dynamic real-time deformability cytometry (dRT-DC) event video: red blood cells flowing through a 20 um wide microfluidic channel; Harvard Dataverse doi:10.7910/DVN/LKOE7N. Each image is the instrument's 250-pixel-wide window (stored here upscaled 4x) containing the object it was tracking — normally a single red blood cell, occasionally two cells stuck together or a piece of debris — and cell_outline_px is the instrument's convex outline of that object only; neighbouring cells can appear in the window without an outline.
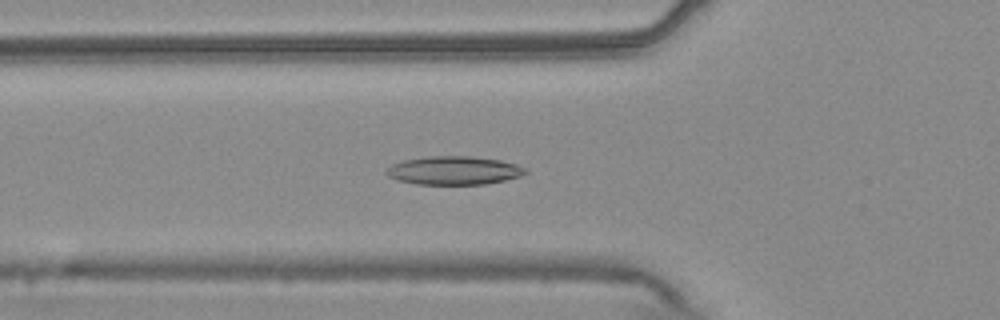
{"species": "common noctule bat (a hibernating species)", "species_latin": "Nyctalus noctula", "temperature_condition": "warm", "stored_images_in_passage": 47, "camera_frame_rate_fps": 3000, "um_per_image_px": 0.085, "animal": {"sex": "male", "body_mass_g": 20.4}, "frame": {"image": 1, "passage_image": 12, "time_ms": 3.667, "image_size_px": [1000, 320], "cell_outline_px": [[528, 172], [520, 176], [504, 180], [484, 184], [416, 184], [396, 180], [388, 176], [384, 172], [392, 164], [404, 160], [428, 156], [472, 156], [500, 160], [516, 164], [528, 168]], "centroid_in_image_um": [38.58, 14.48], "position_along_channel_um": 87.2, "area_um2": 23.12}}
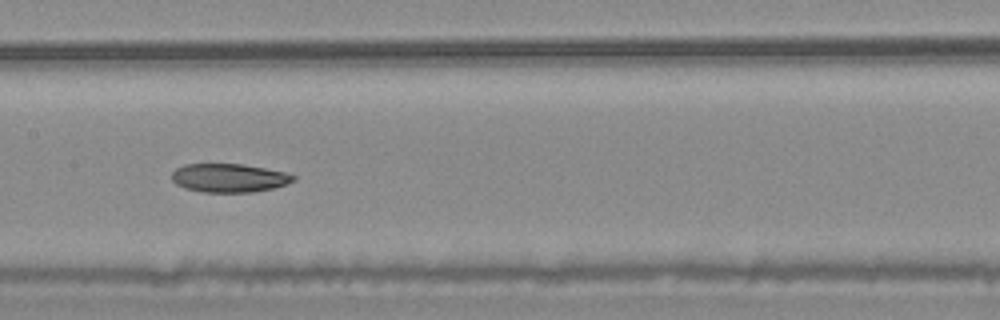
{"frame": {"image": 2, "passage_image": 20, "time_ms": 6.333, "image_size_px": [1000, 320], "cell_outline_px": [[296, 180], [276, 188], [252, 192], [204, 192], [184, 188], [176, 184], [172, 180], [172, 172], [176, 168], [184, 164], [244, 164], [284, 172], [296, 176]], "centroid_in_image_um": [19.47, 15.12], "position_along_channel_um": 187.9, "area_um2": 20.35}}
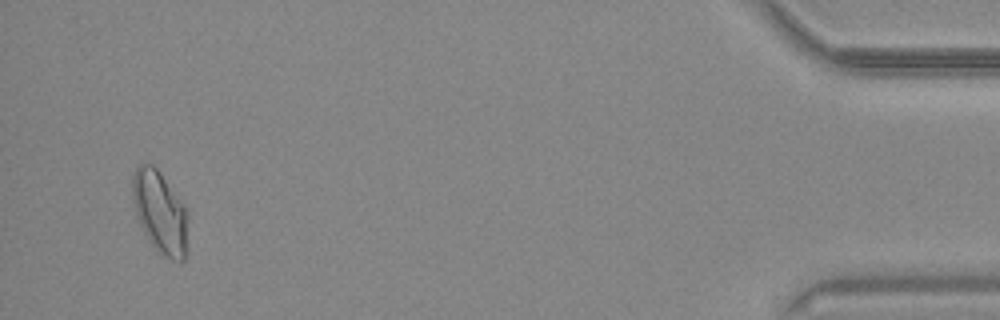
{"frame": {"image": 3, "passage_image": 45, "time_ms": 14.667, "image_size_px": [1000, 320], "cell_outline_px": [[188, 252], [184, 260], [180, 264], [156, 252], [148, 240], [136, 216], [132, 204], [132, 176], [136, 168], [140, 164], [152, 164], [160, 172], [184, 204], [188, 212]], "centroid_in_image_um": [13.63, 18.11], "position_along_channel_um": 421.6, "area_um2": 27.46}}